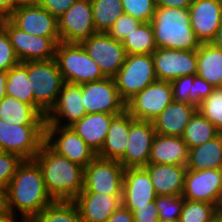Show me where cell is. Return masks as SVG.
<instances>
[{
  "label": "cell",
  "mask_w": 222,
  "mask_h": 222,
  "mask_svg": "<svg viewBox=\"0 0 222 222\" xmlns=\"http://www.w3.org/2000/svg\"><path fill=\"white\" fill-rule=\"evenodd\" d=\"M53 201L46 190L41 169L34 160H23L3 191V207L16 217L20 215L24 222H30Z\"/></svg>",
  "instance_id": "cell-1"
},
{
  "label": "cell",
  "mask_w": 222,
  "mask_h": 222,
  "mask_svg": "<svg viewBox=\"0 0 222 222\" xmlns=\"http://www.w3.org/2000/svg\"><path fill=\"white\" fill-rule=\"evenodd\" d=\"M53 200L73 201L84 188V168L55 153L45 142L33 159Z\"/></svg>",
  "instance_id": "cell-2"
},
{
  "label": "cell",
  "mask_w": 222,
  "mask_h": 222,
  "mask_svg": "<svg viewBox=\"0 0 222 222\" xmlns=\"http://www.w3.org/2000/svg\"><path fill=\"white\" fill-rule=\"evenodd\" d=\"M150 24L157 49L197 50L201 44L190 25L188 9L156 7Z\"/></svg>",
  "instance_id": "cell-3"
},
{
  "label": "cell",
  "mask_w": 222,
  "mask_h": 222,
  "mask_svg": "<svg viewBox=\"0 0 222 222\" xmlns=\"http://www.w3.org/2000/svg\"><path fill=\"white\" fill-rule=\"evenodd\" d=\"M28 79L33 90L34 108L43 116L56 104L64 84L55 58L27 61Z\"/></svg>",
  "instance_id": "cell-4"
},
{
  "label": "cell",
  "mask_w": 222,
  "mask_h": 222,
  "mask_svg": "<svg viewBox=\"0 0 222 222\" xmlns=\"http://www.w3.org/2000/svg\"><path fill=\"white\" fill-rule=\"evenodd\" d=\"M55 60L64 82L81 85L105 78L79 43L59 42L55 49Z\"/></svg>",
  "instance_id": "cell-5"
},
{
  "label": "cell",
  "mask_w": 222,
  "mask_h": 222,
  "mask_svg": "<svg viewBox=\"0 0 222 222\" xmlns=\"http://www.w3.org/2000/svg\"><path fill=\"white\" fill-rule=\"evenodd\" d=\"M114 79L121 99L127 103L157 80L152 54L126 55Z\"/></svg>",
  "instance_id": "cell-6"
},
{
  "label": "cell",
  "mask_w": 222,
  "mask_h": 222,
  "mask_svg": "<svg viewBox=\"0 0 222 222\" xmlns=\"http://www.w3.org/2000/svg\"><path fill=\"white\" fill-rule=\"evenodd\" d=\"M45 141V125H17L0 119V143L7 153L33 160Z\"/></svg>",
  "instance_id": "cell-7"
},
{
  "label": "cell",
  "mask_w": 222,
  "mask_h": 222,
  "mask_svg": "<svg viewBox=\"0 0 222 222\" xmlns=\"http://www.w3.org/2000/svg\"><path fill=\"white\" fill-rule=\"evenodd\" d=\"M125 168L118 160L96 157L84 168L81 192L122 195Z\"/></svg>",
  "instance_id": "cell-8"
},
{
  "label": "cell",
  "mask_w": 222,
  "mask_h": 222,
  "mask_svg": "<svg viewBox=\"0 0 222 222\" xmlns=\"http://www.w3.org/2000/svg\"><path fill=\"white\" fill-rule=\"evenodd\" d=\"M55 153L85 168L97 153L70 126L45 125V141Z\"/></svg>",
  "instance_id": "cell-9"
},
{
  "label": "cell",
  "mask_w": 222,
  "mask_h": 222,
  "mask_svg": "<svg viewBox=\"0 0 222 222\" xmlns=\"http://www.w3.org/2000/svg\"><path fill=\"white\" fill-rule=\"evenodd\" d=\"M3 28L20 62L55 58V49L60 42V37H43L28 34L17 28L8 18Z\"/></svg>",
  "instance_id": "cell-10"
},
{
  "label": "cell",
  "mask_w": 222,
  "mask_h": 222,
  "mask_svg": "<svg viewBox=\"0 0 222 222\" xmlns=\"http://www.w3.org/2000/svg\"><path fill=\"white\" fill-rule=\"evenodd\" d=\"M80 44L105 77L114 78L125 62L127 54L121 41H117L108 33L98 32Z\"/></svg>",
  "instance_id": "cell-11"
},
{
  "label": "cell",
  "mask_w": 222,
  "mask_h": 222,
  "mask_svg": "<svg viewBox=\"0 0 222 222\" xmlns=\"http://www.w3.org/2000/svg\"><path fill=\"white\" fill-rule=\"evenodd\" d=\"M173 100L171 83L156 80L126 103V111L134 119L153 121Z\"/></svg>",
  "instance_id": "cell-12"
},
{
  "label": "cell",
  "mask_w": 222,
  "mask_h": 222,
  "mask_svg": "<svg viewBox=\"0 0 222 222\" xmlns=\"http://www.w3.org/2000/svg\"><path fill=\"white\" fill-rule=\"evenodd\" d=\"M82 103L87 114L108 113L119 115L126 110L114 78L81 84Z\"/></svg>",
  "instance_id": "cell-13"
},
{
  "label": "cell",
  "mask_w": 222,
  "mask_h": 222,
  "mask_svg": "<svg viewBox=\"0 0 222 222\" xmlns=\"http://www.w3.org/2000/svg\"><path fill=\"white\" fill-rule=\"evenodd\" d=\"M60 42L81 43L98 33L93 22L91 0H77L57 19Z\"/></svg>",
  "instance_id": "cell-14"
},
{
  "label": "cell",
  "mask_w": 222,
  "mask_h": 222,
  "mask_svg": "<svg viewBox=\"0 0 222 222\" xmlns=\"http://www.w3.org/2000/svg\"><path fill=\"white\" fill-rule=\"evenodd\" d=\"M155 135L153 121L137 120L129 114L127 149L118 160L121 165L125 169L147 166Z\"/></svg>",
  "instance_id": "cell-15"
},
{
  "label": "cell",
  "mask_w": 222,
  "mask_h": 222,
  "mask_svg": "<svg viewBox=\"0 0 222 222\" xmlns=\"http://www.w3.org/2000/svg\"><path fill=\"white\" fill-rule=\"evenodd\" d=\"M182 197L222 208V169L187 170Z\"/></svg>",
  "instance_id": "cell-16"
},
{
  "label": "cell",
  "mask_w": 222,
  "mask_h": 222,
  "mask_svg": "<svg viewBox=\"0 0 222 222\" xmlns=\"http://www.w3.org/2000/svg\"><path fill=\"white\" fill-rule=\"evenodd\" d=\"M153 61L157 80L171 82L197 74V50L156 49Z\"/></svg>",
  "instance_id": "cell-17"
},
{
  "label": "cell",
  "mask_w": 222,
  "mask_h": 222,
  "mask_svg": "<svg viewBox=\"0 0 222 222\" xmlns=\"http://www.w3.org/2000/svg\"><path fill=\"white\" fill-rule=\"evenodd\" d=\"M81 85L64 82L56 104L45 117V125L71 126L85 116Z\"/></svg>",
  "instance_id": "cell-18"
},
{
  "label": "cell",
  "mask_w": 222,
  "mask_h": 222,
  "mask_svg": "<svg viewBox=\"0 0 222 222\" xmlns=\"http://www.w3.org/2000/svg\"><path fill=\"white\" fill-rule=\"evenodd\" d=\"M7 18L28 34L60 37L57 19L38 5H20Z\"/></svg>",
  "instance_id": "cell-19"
},
{
  "label": "cell",
  "mask_w": 222,
  "mask_h": 222,
  "mask_svg": "<svg viewBox=\"0 0 222 222\" xmlns=\"http://www.w3.org/2000/svg\"><path fill=\"white\" fill-rule=\"evenodd\" d=\"M190 25L200 43H210L222 23L218 0H193L188 8Z\"/></svg>",
  "instance_id": "cell-20"
},
{
  "label": "cell",
  "mask_w": 222,
  "mask_h": 222,
  "mask_svg": "<svg viewBox=\"0 0 222 222\" xmlns=\"http://www.w3.org/2000/svg\"><path fill=\"white\" fill-rule=\"evenodd\" d=\"M73 201L82 222H106L122 204V195L81 192Z\"/></svg>",
  "instance_id": "cell-21"
},
{
  "label": "cell",
  "mask_w": 222,
  "mask_h": 222,
  "mask_svg": "<svg viewBox=\"0 0 222 222\" xmlns=\"http://www.w3.org/2000/svg\"><path fill=\"white\" fill-rule=\"evenodd\" d=\"M156 191L143 167L126 168L122 188V205L143 206L155 201Z\"/></svg>",
  "instance_id": "cell-22"
},
{
  "label": "cell",
  "mask_w": 222,
  "mask_h": 222,
  "mask_svg": "<svg viewBox=\"0 0 222 222\" xmlns=\"http://www.w3.org/2000/svg\"><path fill=\"white\" fill-rule=\"evenodd\" d=\"M143 168L148 172L157 196L183 194L186 165L148 164Z\"/></svg>",
  "instance_id": "cell-23"
},
{
  "label": "cell",
  "mask_w": 222,
  "mask_h": 222,
  "mask_svg": "<svg viewBox=\"0 0 222 222\" xmlns=\"http://www.w3.org/2000/svg\"><path fill=\"white\" fill-rule=\"evenodd\" d=\"M198 108L173 100L154 120L156 134L182 137L184 130Z\"/></svg>",
  "instance_id": "cell-24"
},
{
  "label": "cell",
  "mask_w": 222,
  "mask_h": 222,
  "mask_svg": "<svg viewBox=\"0 0 222 222\" xmlns=\"http://www.w3.org/2000/svg\"><path fill=\"white\" fill-rule=\"evenodd\" d=\"M189 148L182 137L156 134L151 146L149 164L186 165Z\"/></svg>",
  "instance_id": "cell-25"
},
{
  "label": "cell",
  "mask_w": 222,
  "mask_h": 222,
  "mask_svg": "<svg viewBox=\"0 0 222 222\" xmlns=\"http://www.w3.org/2000/svg\"><path fill=\"white\" fill-rule=\"evenodd\" d=\"M115 116L108 113L86 114L70 127L91 149L98 153L106 139L111 120Z\"/></svg>",
  "instance_id": "cell-26"
},
{
  "label": "cell",
  "mask_w": 222,
  "mask_h": 222,
  "mask_svg": "<svg viewBox=\"0 0 222 222\" xmlns=\"http://www.w3.org/2000/svg\"><path fill=\"white\" fill-rule=\"evenodd\" d=\"M128 134L129 113L125 110L111 120L106 139L97 156L103 159L119 160L127 149Z\"/></svg>",
  "instance_id": "cell-27"
},
{
  "label": "cell",
  "mask_w": 222,
  "mask_h": 222,
  "mask_svg": "<svg viewBox=\"0 0 222 222\" xmlns=\"http://www.w3.org/2000/svg\"><path fill=\"white\" fill-rule=\"evenodd\" d=\"M187 170L222 169V133L189 149Z\"/></svg>",
  "instance_id": "cell-28"
},
{
  "label": "cell",
  "mask_w": 222,
  "mask_h": 222,
  "mask_svg": "<svg viewBox=\"0 0 222 222\" xmlns=\"http://www.w3.org/2000/svg\"><path fill=\"white\" fill-rule=\"evenodd\" d=\"M197 76L215 88L222 86V51L210 43H201L197 49Z\"/></svg>",
  "instance_id": "cell-29"
},
{
  "label": "cell",
  "mask_w": 222,
  "mask_h": 222,
  "mask_svg": "<svg viewBox=\"0 0 222 222\" xmlns=\"http://www.w3.org/2000/svg\"><path fill=\"white\" fill-rule=\"evenodd\" d=\"M0 119L17 125H45L43 117L33 106L6 95L0 101Z\"/></svg>",
  "instance_id": "cell-30"
},
{
  "label": "cell",
  "mask_w": 222,
  "mask_h": 222,
  "mask_svg": "<svg viewBox=\"0 0 222 222\" xmlns=\"http://www.w3.org/2000/svg\"><path fill=\"white\" fill-rule=\"evenodd\" d=\"M6 94L34 107V97L28 79L27 61L7 71Z\"/></svg>",
  "instance_id": "cell-31"
},
{
  "label": "cell",
  "mask_w": 222,
  "mask_h": 222,
  "mask_svg": "<svg viewBox=\"0 0 222 222\" xmlns=\"http://www.w3.org/2000/svg\"><path fill=\"white\" fill-rule=\"evenodd\" d=\"M219 134L217 128L197 110L187 124L182 139L191 149L212 140Z\"/></svg>",
  "instance_id": "cell-32"
},
{
  "label": "cell",
  "mask_w": 222,
  "mask_h": 222,
  "mask_svg": "<svg viewBox=\"0 0 222 222\" xmlns=\"http://www.w3.org/2000/svg\"><path fill=\"white\" fill-rule=\"evenodd\" d=\"M93 22L97 32L107 33L124 14L121 0H91Z\"/></svg>",
  "instance_id": "cell-33"
},
{
  "label": "cell",
  "mask_w": 222,
  "mask_h": 222,
  "mask_svg": "<svg viewBox=\"0 0 222 222\" xmlns=\"http://www.w3.org/2000/svg\"><path fill=\"white\" fill-rule=\"evenodd\" d=\"M30 222H82L74 201L54 200Z\"/></svg>",
  "instance_id": "cell-34"
},
{
  "label": "cell",
  "mask_w": 222,
  "mask_h": 222,
  "mask_svg": "<svg viewBox=\"0 0 222 222\" xmlns=\"http://www.w3.org/2000/svg\"><path fill=\"white\" fill-rule=\"evenodd\" d=\"M127 55L153 54L157 49L150 22L142 23L121 42Z\"/></svg>",
  "instance_id": "cell-35"
},
{
  "label": "cell",
  "mask_w": 222,
  "mask_h": 222,
  "mask_svg": "<svg viewBox=\"0 0 222 222\" xmlns=\"http://www.w3.org/2000/svg\"><path fill=\"white\" fill-rule=\"evenodd\" d=\"M219 210L215 204L184 199L179 222H211Z\"/></svg>",
  "instance_id": "cell-36"
},
{
  "label": "cell",
  "mask_w": 222,
  "mask_h": 222,
  "mask_svg": "<svg viewBox=\"0 0 222 222\" xmlns=\"http://www.w3.org/2000/svg\"><path fill=\"white\" fill-rule=\"evenodd\" d=\"M198 111L222 133V88H214L212 93L202 101Z\"/></svg>",
  "instance_id": "cell-37"
},
{
  "label": "cell",
  "mask_w": 222,
  "mask_h": 222,
  "mask_svg": "<svg viewBox=\"0 0 222 222\" xmlns=\"http://www.w3.org/2000/svg\"><path fill=\"white\" fill-rule=\"evenodd\" d=\"M155 203L159 220H179L184 198L182 195L157 196Z\"/></svg>",
  "instance_id": "cell-38"
},
{
  "label": "cell",
  "mask_w": 222,
  "mask_h": 222,
  "mask_svg": "<svg viewBox=\"0 0 222 222\" xmlns=\"http://www.w3.org/2000/svg\"><path fill=\"white\" fill-rule=\"evenodd\" d=\"M124 14L142 23L151 22L156 11L155 0H121Z\"/></svg>",
  "instance_id": "cell-39"
},
{
  "label": "cell",
  "mask_w": 222,
  "mask_h": 222,
  "mask_svg": "<svg viewBox=\"0 0 222 222\" xmlns=\"http://www.w3.org/2000/svg\"><path fill=\"white\" fill-rule=\"evenodd\" d=\"M22 161L23 159L13 153L6 152L0 156V190L2 192L8 187Z\"/></svg>",
  "instance_id": "cell-40"
},
{
  "label": "cell",
  "mask_w": 222,
  "mask_h": 222,
  "mask_svg": "<svg viewBox=\"0 0 222 222\" xmlns=\"http://www.w3.org/2000/svg\"><path fill=\"white\" fill-rule=\"evenodd\" d=\"M141 24L142 22L138 19L127 14H122L107 33L117 41L122 42L126 36L131 34Z\"/></svg>",
  "instance_id": "cell-41"
},
{
  "label": "cell",
  "mask_w": 222,
  "mask_h": 222,
  "mask_svg": "<svg viewBox=\"0 0 222 222\" xmlns=\"http://www.w3.org/2000/svg\"><path fill=\"white\" fill-rule=\"evenodd\" d=\"M20 63L5 29L0 30V70L8 71Z\"/></svg>",
  "instance_id": "cell-42"
},
{
  "label": "cell",
  "mask_w": 222,
  "mask_h": 222,
  "mask_svg": "<svg viewBox=\"0 0 222 222\" xmlns=\"http://www.w3.org/2000/svg\"><path fill=\"white\" fill-rule=\"evenodd\" d=\"M193 82L194 75L178 77L171 81L174 100L189 104V95H193Z\"/></svg>",
  "instance_id": "cell-43"
},
{
  "label": "cell",
  "mask_w": 222,
  "mask_h": 222,
  "mask_svg": "<svg viewBox=\"0 0 222 222\" xmlns=\"http://www.w3.org/2000/svg\"><path fill=\"white\" fill-rule=\"evenodd\" d=\"M133 212L134 222H158L159 214L155 201L143 206H125Z\"/></svg>",
  "instance_id": "cell-44"
},
{
  "label": "cell",
  "mask_w": 222,
  "mask_h": 222,
  "mask_svg": "<svg viewBox=\"0 0 222 222\" xmlns=\"http://www.w3.org/2000/svg\"><path fill=\"white\" fill-rule=\"evenodd\" d=\"M214 88V86L209 84L203 78L194 75L193 95H189V104H192L198 108L202 101L212 93Z\"/></svg>",
  "instance_id": "cell-45"
},
{
  "label": "cell",
  "mask_w": 222,
  "mask_h": 222,
  "mask_svg": "<svg viewBox=\"0 0 222 222\" xmlns=\"http://www.w3.org/2000/svg\"><path fill=\"white\" fill-rule=\"evenodd\" d=\"M77 0H39L37 5L47 10L56 19L60 18Z\"/></svg>",
  "instance_id": "cell-46"
},
{
  "label": "cell",
  "mask_w": 222,
  "mask_h": 222,
  "mask_svg": "<svg viewBox=\"0 0 222 222\" xmlns=\"http://www.w3.org/2000/svg\"><path fill=\"white\" fill-rule=\"evenodd\" d=\"M106 222H134L133 212L121 204Z\"/></svg>",
  "instance_id": "cell-47"
},
{
  "label": "cell",
  "mask_w": 222,
  "mask_h": 222,
  "mask_svg": "<svg viewBox=\"0 0 222 222\" xmlns=\"http://www.w3.org/2000/svg\"><path fill=\"white\" fill-rule=\"evenodd\" d=\"M193 0H155L156 7L188 9Z\"/></svg>",
  "instance_id": "cell-48"
},
{
  "label": "cell",
  "mask_w": 222,
  "mask_h": 222,
  "mask_svg": "<svg viewBox=\"0 0 222 222\" xmlns=\"http://www.w3.org/2000/svg\"><path fill=\"white\" fill-rule=\"evenodd\" d=\"M18 7V0H0V11L7 17Z\"/></svg>",
  "instance_id": "cell-49"
},
{
  "label": "cell",
  "mask_w": 222,
  "mask_h": 222,
  "mask_svg": "<svg viewBox=\"0 0 222 222\" xmlns=\"http://www.w3.org/2000/svg\"><path fill=\"white\" fill-rule=\"evenodd\" d=\"M0 222H24V221L20 218H17L10 211H8L3 207L0 209Z\"/></svg>",
  "instance_id": "cell-50"
},
{
  "label": "cell",
  "mask_w": 222,
  "mask_h": 222,
  "mask_svg": "<svg viewBox=\"0 0 222 222\" xmlns=\"http://www.w3.org/2000/svg\"><path fill=\"white\" fill-rule=\"evenodd\" d=\"M7 71L0 70V101L6 94Z\"/></svg>",
  "instance_id": "cell-51"
},
{
  "label": "cell",
  "mask_w": 222,
  "mask_h": 222,
  "mask_svg": "<svg viewBox=\"0 0 222 222\" xmlns=\"http://www.w3.org/2000/svg\"><path fill=\"white\" fill-rule=\"evenodd\" d=\"M211 43L222 51V23L216 32L215 38Z\"/></svg>",
  "instance_id": "cell-52"
},
{
  "label": "cell",
  "mask_w": 222,
  "mask_h": 222,
  "mask_svg": "<svg viewBox=\"0 0 222 222\" xmlns=\"http://www.w3.org/2000/svg\"><path fill=\"white\" fill-rule=\"evenodd\" d=\"M39 0H18V7L20 5H37Z\"/></svg>",
  "instance_id": "cell-53"
},
{
  "label": "cell",
  "mask_w": 222,
  "mask_h": 222,
  "mask_svg": "<svg viewBox=\"0 0 222 222\" xmlns=\"http://www.w3.org/2000/svg\"><path fill=\"white\" fill-rule=\"evenodd\" d=\"M7 16L0 11V30L3 29Z\"/></svg>",
  "instance_id": "cell-54"
},
{
  "label": "cell",
  "mask_w": 222,
  "mask_h": 222,
  "mask_svg": "<svg viewBox=\"0 0 222 222\" xmlns=\"http://www.w3.org/2000/svg\"><path fill=\"white\" fill-rule=\"evenodd\" d=\"M211 222H222V211L219 212L213 217Z\"/></svg>",
  "instance_id": "cell-55"
},
{
  "label": "cell",
  "mask_w": 222,
  "mask_h": 222,
  "mask_svg": "<svg viewBox=\"0 0 222 222\" xmlns=\"http://www.w3.org/2000/svg\"><path fill=\"white\" fill-rule=\"evenodd\" d=\"M3 208V192L0 190V209Z\"/></svg>",
  "instance_id": "cell-56"
},
{
  "label": "cell",
  "mask_w": 222,
  "mask_h": 222,
  "mask_svg": "<svg viewBox=\"0 0 222 222\" xmlns=\"http://www.w3.org/2000/svg\"><path fill=\"white\" fill-rule=\"evenodd\" d=\"M4 153H6V151L4 150L2 144L0 143V156L3 155Z\"/></svg>",
  "instance_id": "cell-57"
},
{
  "label": "cell",
  "mask_w": 222,
  "mask_h": 222,
  "mask_svg": "<svg viewBox=\"0 0 222 222\" xmlns=\"http://www.w3.org/2000/svg\"><path fill=\"white\" fill-rule=\"evenodd\" d=\"M158 222H179V220H159Z\"/></svg>",
  "instance_id": "cell-58"
}]
</instances>
